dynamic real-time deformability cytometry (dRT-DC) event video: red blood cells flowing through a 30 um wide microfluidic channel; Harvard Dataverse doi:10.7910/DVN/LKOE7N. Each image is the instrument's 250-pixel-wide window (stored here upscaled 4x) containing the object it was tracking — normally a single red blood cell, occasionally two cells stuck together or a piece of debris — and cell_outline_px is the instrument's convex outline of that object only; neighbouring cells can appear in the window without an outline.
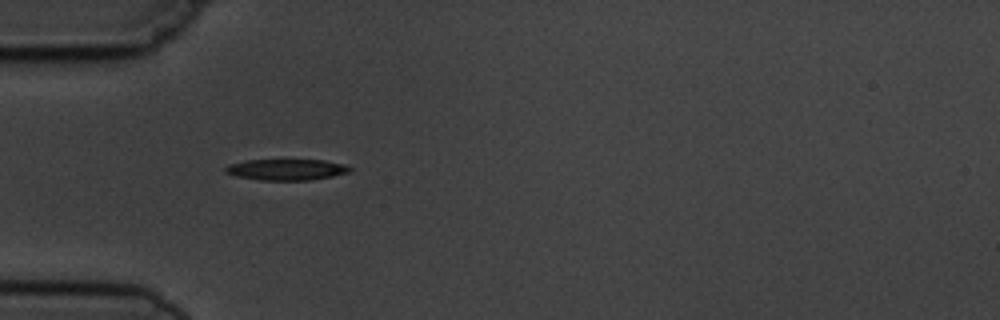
{"species": "common noctule bat (a hibernating species)", "species_latin": "Nyctalus noctula", "temperature_condition": "cold", "stored_images_in_passage": 6, "camera_frame_rate_fps": 3000, "um_per_image_px": 0.085, "animal": {"sex": "male", "body_mass_g": 19.5, "forearm_length_mm": 54.6}, "frame": {"image": 1, "passage_image": 5, "time_ms": 5.0, "image_size_px": [1000, 320], "cell_outline_px": [[352, 168], [348, 172], [332, 176], [312, 180], [260, 180], [236, 176], [224, 172], [224, 168], [228, 164], [248, 160], [324, 160], [344, 164]], "centroid_in_image_um": [24.32, 14.41], "position_along_channel_um": 60.7, "area_um2": 15.26}}
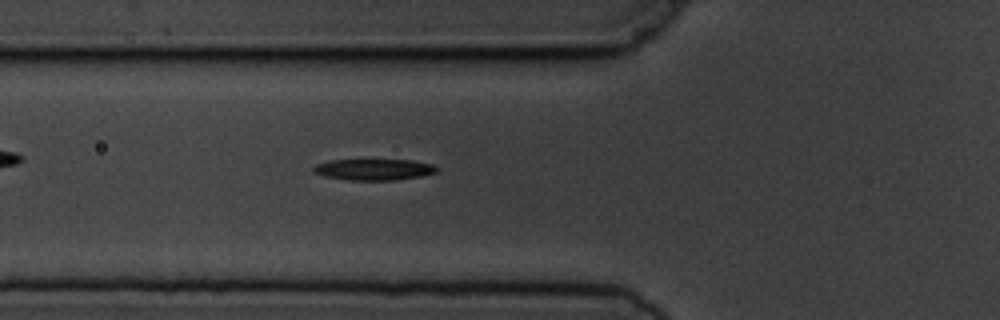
{"frame": {"image": 2, "passage_image": 6, "time_ms": 6.0, "image_size_px": [1000, 320], "cell_outline_px": [[440, 172], [424, 176], [396, 180], [348, 180], [324, 176], [312, 172], [312, 168], [316, 164], [328, 160], [412, 160], [432, 164], [440, 168]], "centroid_in_image_um": [31.83, 14.41], "position_along_channel_um": 94.0, "area_um2": 15.55}}